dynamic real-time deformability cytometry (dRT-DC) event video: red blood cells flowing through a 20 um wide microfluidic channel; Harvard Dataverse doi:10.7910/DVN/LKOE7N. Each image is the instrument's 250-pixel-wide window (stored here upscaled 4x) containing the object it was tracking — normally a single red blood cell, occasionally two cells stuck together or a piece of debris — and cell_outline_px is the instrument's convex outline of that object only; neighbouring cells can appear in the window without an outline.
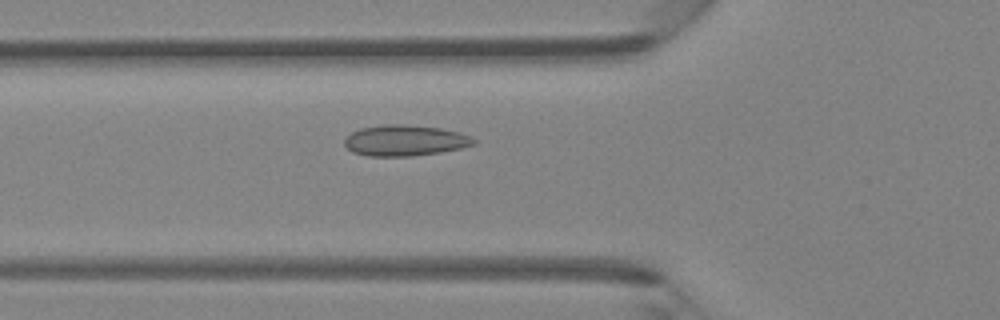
{"species": "Egyptian fruit bat (a non-hibernating species)", "species_latin": "Rousettus aegyptiacus", "temperature_condition": "room temperature", "stored_images_in_passage": 46, "camera_frame_rate_fps": 3000, "um_per_image_px": 0.085, "animal": {"sex": "female"}, "frame": {"image": 1, "passage_image": 17, "time_ms": 5.333, "image_size_px": [1000, 320], "cell_outline_px": [[476, 144], [460, 148], [440, 152], [412, 156], [368, 156], [352, 152], [344, 144], [344, 140], [352, 132], [360, 128], [384, 124], [404, 124], [440, 128], [460, 132], [472, 136], [476, 140]], "centroid_in_image_um": [34.44, 11.94], "position_along_channel_um": 91.4, "area_um2": 23.35}}
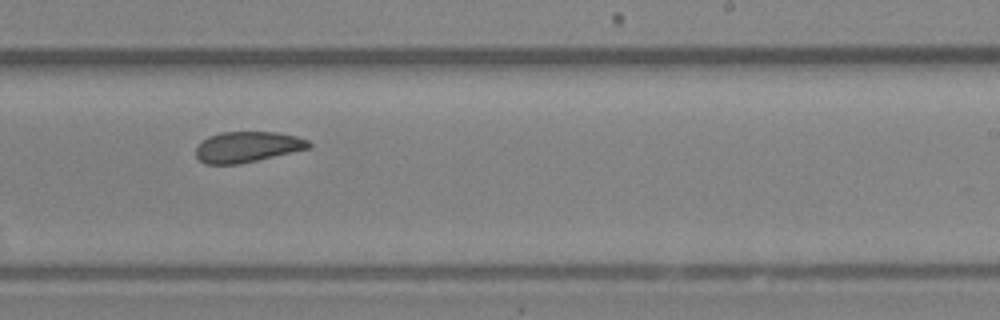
{"frame": {"image": 2, "passage_image": 29, "time_ms": 9.333, "image_size_px": [1000, 320], "cell_outline_px": [[312, 144], [308, 148], [256, 160], [236, 164], [204, 164], [196, 156], [196, 148], [208, 136], [220, 132], [276, 132], [296, 136], [308, 140]], "centroid_in_image_um": [21.0, 12.48], "position_along_channel_um": 268.0, "area_um2": 19.88}}
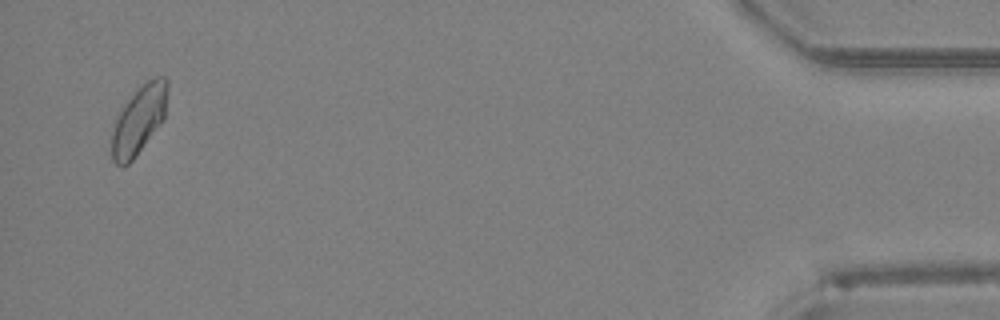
{"frame": {"image": 3, "passage_image": 45, "time_ms": 14.667, "image_size_px": [1000, 320], "cell_outline_px": [[168, 92], [164, 120], [136, 156], [128, 164], [116, 164], [112, 160], [112, 132], [116, 120], [124, 104], [140, 84], [156, 76], [164, 76], [168, 80]], "centroid_in_image_um": [11.84, 10.14], "position_along_channel_um": 423.4, "area_um2": 22.25}}